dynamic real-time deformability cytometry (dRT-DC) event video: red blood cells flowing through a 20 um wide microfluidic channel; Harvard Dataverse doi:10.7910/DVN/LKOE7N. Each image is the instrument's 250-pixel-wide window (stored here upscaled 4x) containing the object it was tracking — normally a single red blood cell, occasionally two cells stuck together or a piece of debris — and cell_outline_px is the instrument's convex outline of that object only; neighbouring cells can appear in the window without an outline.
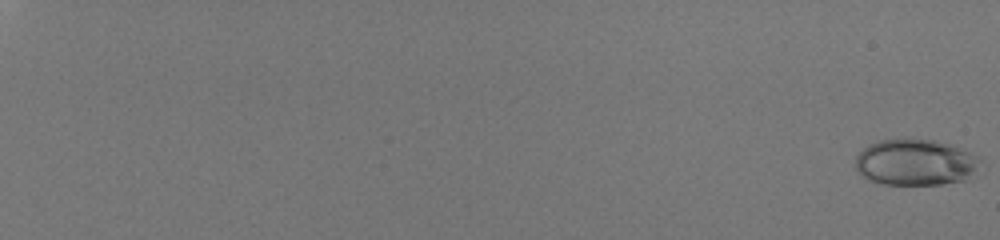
{"species": "human", "species_latin": "Homo sapiens", "temperature_condition": "room temperature", "stored_images_in_passage": 57, "camera_frame_rate_fps": 3000, "um_per_image_px": 0.085, "donor": {"sex": "male"}, "frame": {"image": 1, "passage_image": 1, "time_ms": 0.0, "image_size_px": [1000, 240], "cell_outline_px": [[984, 160], [976, 176], [964, 180], [940, 184], [884, 184], [868, 180], [856, 168], [856, 156], [864, 148], [880, 140], [936, 140], [952, 144], [980, 156]], "centroid_in_image_um": [77.94, 13.81], "position_along_channel_um": 7.1, "area_um2": 33.87}}
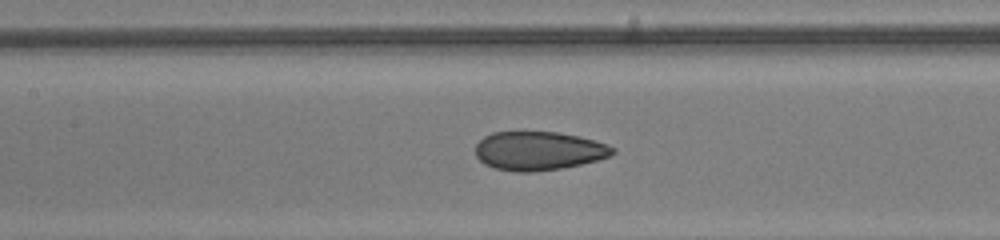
{"frame": {"image": 2, "passage_image": 34, "time_ms": 11.0, "image_size_px": [1000, 240], "cell_outline_px": [[616, 152], [612, 156], [580, 164], [560, 168], [532, 172], [516, 172], [496, 168], [484, 164], [476, 156], [476, 144], [484, 136], [492, 132], [556, 132], [580, 136], [596, 140], [608, 144], [616, 148]], "centroid_in_image_um": [45.81, 12.81], "position_along_channel_um": 161.6, "area_um2": 31.1}}
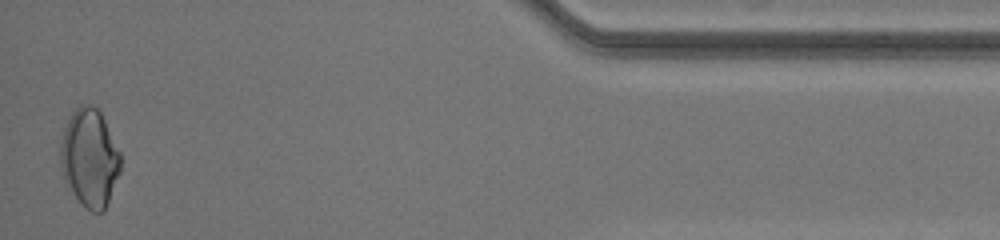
{"frame": {"image": 3, "passage_image": 57, "time_ms": 18.667, "image_size_px": [1000, 240], "cell_outline_px": [[120, 172], [104, 212], [92, 212], [84, 208], [64, 180], [60, 172], [60, 144], [64, 128], [72, 112], [80, 104], [92, 104], [100, 108], [120, 152]], "centroid_in_image_um": [7.61, 13.4], "position_along_channel_um": 427.6, "area_um2": 34.8}, "authors_computed_cell_mechanics": {"area_um2": 32.0212, "velocity_mm_per_s": 4.1209, "shape_relaxation_time_tau1_ms": null, "shape_relaxation_time_tau2_ms": 0.8448, "deformation_change_tau1": null, "deformation_change_tau2": 0.0641}}